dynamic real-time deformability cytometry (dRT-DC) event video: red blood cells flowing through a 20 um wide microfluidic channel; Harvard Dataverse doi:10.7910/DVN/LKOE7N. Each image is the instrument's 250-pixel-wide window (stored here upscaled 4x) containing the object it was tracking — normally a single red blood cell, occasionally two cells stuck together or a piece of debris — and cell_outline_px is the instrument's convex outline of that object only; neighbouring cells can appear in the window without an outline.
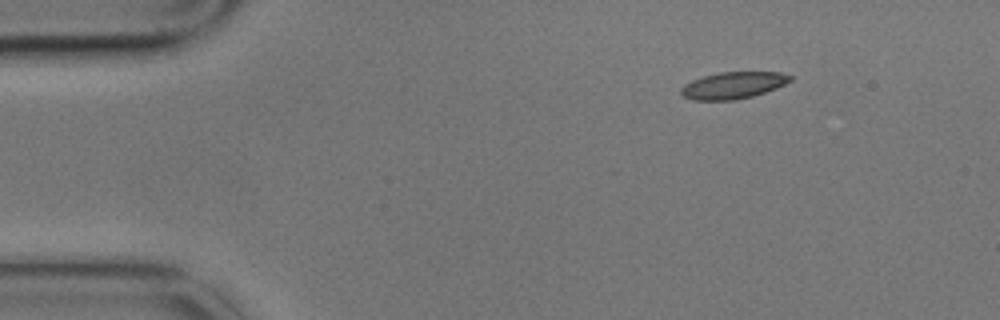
{"species": "common noctule bat (a hibernating species)", "species_latin": "Nyctalus noctula", "temperature_condition": "cold", "stored_images_in_passage": 6, "camera_frame_rate_fps": 3000, "um_per_image_px": 0.085, "animal": {"sex": "male", "body_mass_g": 17.9}, "frame": {"image": 1, "passage_image": 1, "time_ms": 0.0, "image_size_px": [1000, 320], "cell_outline_px": [[792, 80], [776, 88], [752, 96], [732, 100], [696, 100], [684, 96], [680, 92], [680, 88], [684, 84], [692, 80], [704, 76], [720, 72], [780, 72], [792, 76]], "centroid_in_image_um": [62.31, 7.24], "position_along_channel_um": 22.7, "area_um2": 16.88}}
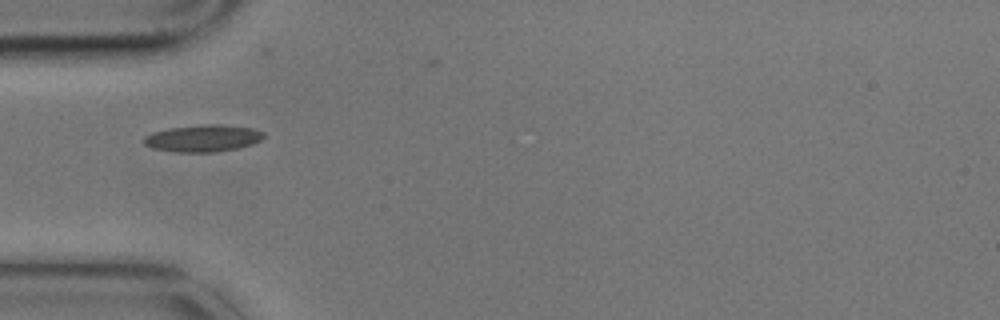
{"frame": {"image": 2, "passage_image": 4, "time_ms": 1.0, "image_size_px": [1000, 320], "cell_outline_px": [[264, 136], [260, 140], [252, 144], [240, 148], [216, 152], [176, 152], [152, 148], [144, 144], [144, 136], [152, 132], [168, 128], [204, 124], [220, 124], [252, 128], [264, 132]], "centroid_in_image_um": [17.25, 11.75], "position_along_channel_um": 67.8, "area_um2": 18.96}}
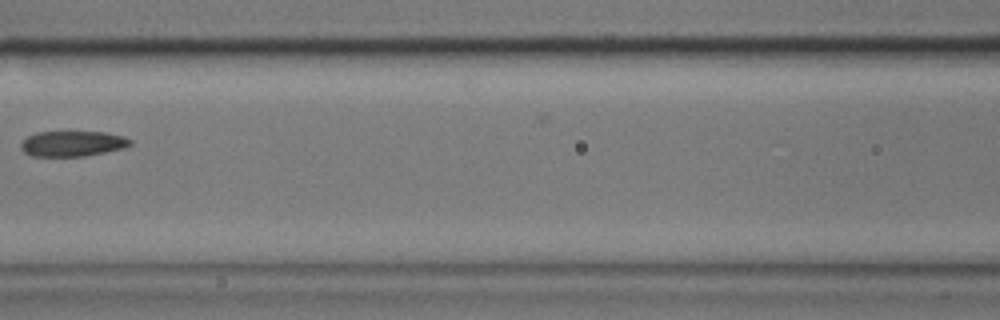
{"frame": {"image": 3, "passage_image": 6, "time_ms": 1.667, "image_size_px": [1000, 320], "cell_outline_px": [[132, 144], [124, 148], [84, 156], [32, 156], [24, 152], [20, 148], [20, 144], [28, 136], [36, 132], [104, 132], [124, 136], [132, 140]], "centroid_in_image_um": [6.17, 12.21], "position_along_channel_um": 160.4, "area_um2": 16.18}}